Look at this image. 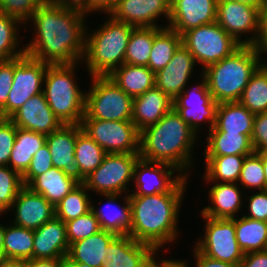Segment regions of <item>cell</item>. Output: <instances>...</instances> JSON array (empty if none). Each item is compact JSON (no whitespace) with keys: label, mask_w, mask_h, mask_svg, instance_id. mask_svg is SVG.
Returning a JSON list of instances; mask_svg holds the SVG:
<instances>
[{"label":"cell","mask_w":267,"mask_h":267,"mask_svg":"<svg viewBox=\"0 0 267 267\" xmlns=\"http://www.w3.org/2000/svg\"><path fill=\"white\" fill-rule=\"evenodd\" d=\"M85 16L78 7L44 1L29 19L37 32L25 54L49 65L76 64L85 54Z\"/></svg>","instance_id":"1"},{"label":"cell","mask_w":267,"mask_h":267,"mask_svg":"<svg viewBox=\"0 0 267 267\" xmlns=\"http://www.w3.org/2000/svg\"><path fill=\"white\" fill-rule=\"evenodd\" d=\"M188 177H184L170 192L152 195H129L131 227L128 235L156 251L177 238L180 203Z\"/></svg>","instance_id":"2"},{"label":"cell","mask_w":267,"mask_h":267,"mask_svg":"<svg viewBox=\"0 0 267 267\" xmlns=\"http://www.w3.org/2000/svg\"><path fill=\"white\" fill-rule=\"evenodd\" d=\"M195 136L194 130L172 108L159 122L140 131V158L169 164L188 177L184 173L193 162Z\"/></svg>","instance_id":"3"},{"label":"cell","mask_w":267,"mask_h":267,"mask_svg":"<svg viewBox=\"0 0 267 267\" xmlns=\"http://www.w3.org/2000/svg\"><path fill=\"white\" fill-rule=\"evenodd\" d=\"M253 46L241 45L230 56L203 69L202 77L218 104L240 100L252 74L263 63Z\"/></svg>","instance_id":"4"},{"label":"cell","mask_w":267,"mask_h":267,"mask_svg":"<svg viewBox=\"0 0 267 267\" xmlns=\"http://www.w3.org/2000/svg\"><path fill=\"white\" fill-rule=\"evenodd\" d=\"M134 26L118 21L111 15L89 35L86 31L85 63L90 76H109L124 64L127 45ZM89 35V36H87Z\"/></svg>","instance_id":"5"},{"label":"cell","mask_w":267,"mask_h":267,"mask_svg":"<svg viewBox=\"0 0 267 267\" xmlns=\"http://www.w3.org/2000/svg\"><path fill=\"white\" fill-rule=\"evenodd\" d=\"M75 64L48 65L44 76L45 99L62 124H81L86 94L75 83Z\"/></svg>","instance_id":"6"},{"label":"cell","mask_w":267,"mask_h":267,"mask_svg":"<svg viewBox=\"0 0 267 267\" xmlns=\"http://www.w3.org/2000/svg\"><path fill=\"white\" fill-rule=\"evenodd\" d=\"M83 119L132 121L133 98L108 76H92Z\"/></svg>","instance_id":"7"},{"label":"cell","mask_w":267,"mask_h":267,"mask_svg":"<svg viewBox=\"0 0 267 267\" xmlns=\"http://www.w3.org/2000/svg\"><path fill=\"white\" fill-rule=\"evenodd\" d=\"M182 44L204 69L230 56L241 46L216 21L184 32Z\"/></svg>","instance_id":"8"},{"label":"cell","mask_w":267,"mask_h":267,"mask_svg":"<svg viewBox=\"0 0 267 267\" xmlns=\"http://www.w3.org/2000/svg\"><path fill=\"white\" fill-rule=\"evenodd\" d=\"M139 154H106L102 163L84 181L87 190L101 195L121 194L133 180Z\"/></svg>","instance_id":"9"},{"label":"cell","mask_w":267,"mask_h":267,"mask_svg":"<svg viewBox=\"0 0 267 267\" xmlns=\"http://www.w3.org/2000/svg\"><path fill=\"white\" fill-rule=\"evenodd\" d=\"M81 127L107 154H139L140 132L132 121L82 119Z\"/></svg>","instance_id":"10"},{"label":"cell","mask_w":267,"mask_h":267,"mask_svg":"<svg viewBox=\"0 0 267 267\" xmlns=\"http://www.w3.org/2000/svg\"><path fill=\"white\" fill-rule=\"evenodd\" d=\"M48 65L26 54L14 59L13 85L7 103L1 108L4 118H10L32 96L43 92L42 85Z\"/></svg>","instance_id":"11"},{"label":"cell","mask_w":267,"mask_h":267,"mask_svg":"<svg viewBox=\"0 0 267 267\" xmlns=\"http://www.w3.org/2000/svg\"><path fill=\"white\" fill-rule=\"evenodd\" d=\"M206 220L205 235L195 249L207 257L239 265L244 253L239 247L235 233V218L214 219L201 215Z\"/></svg>","instance_id":"12"},{"label":"cell","mask_w":267,"mask_h":267,"mask_svg":"<svg viewBox=\"0 0 267 267\" xmlns=\"http://www.w3.org/2000/svg\"><path fill=\"white\" fill-rule=\"evenodd\" d=\"M260 11L244 3L218 0L216 22L240 45L253 46L259 32ZM251 32L253 37L241 40V34Z\"/></svg>","instance_id":"13"},{"label":"cell","mask_w":267,"mask_h":267,"mask_svg":"<svg viewBox=\"0 0 267 267\" xmlns=\"http://www.w3.org/2000/svg\"><path fill=\"white\" fill-rule=\"evenodd\" d=\"M202 79L201 84H198L191 92H186L185 89L173 100V108L196 134L201 121L208 120L209 130L214 127L219 105L209 92L205 79Z\"/></svg>","instance_id":"14"},{"label":"cell","mask_w":267,"mask_h":267,"mask_svg":"<svg viewBox=\"0 0 267 267\" xmlns=\"http://www.w3.org/2000/svg\"><path fill=\"white\" fill-rule=\"evenodd\" d=\"M141 169V170H140ZM176 168L166 163L147 161L139 158L134 168L133 179L136 183V191L129 195H152L170 192L185 176L180 175L171 178ZM138 190V191H137Z\"/></svg>","instance_id":"15"},{"label":"cell","mask_w":267,"mask_h":267,"mask_svg":"<svg viewBox=\"0 0 267 267\" xmlns=\"http://www.w3.org/2000/svg\"><path fill=\"white\" fill-rule=\"evenodd\" d=\"M77 139V124H63L46 136L53 167L61 169L68 177L84 183L86 177L81 173L74 158Z\"/></svg>","instance_id":"16"},{"label":"cell","mask_w":267,"mask_h":267,"mask_svg":"<svg viewBox=\"0 0 267 267\" xmlns=\"http://www.w3.org/2000/svg\"><path fill=\"white\" fill-rule=\"evenodd\" d=\"M218 0H171L167 27L182 35L189 29L214 23Z\"/></svg>","instance_id":"17"},{"label":"cell","mask_w":267,"mask_h":267,"mask_svg":"<svg viewBox=\"0 0 267 267\" xmlns=\"http://www.w3.org/2000/svg\"><path fill=\"white\" fill-rule=\"evenodd\" d=\"M171 0H118L110 15L134 27H158L155 23L159 16L169 22Z\"/></svg>","instance_id":"18"},{"label":"cell","mask_w":267,"mask_h":267,"mask_svg":"<svg viewBox=\"0 0 267 267\" xmlns=\"http://www.w3.org/2000/svg\"><path fill=\"white\" fill-rule=\"evenodd\" d=\"M195 63L194 56L181 44L171 61L155 73V87L174 100L185 90Z\"/></svg>","instance_id":"19"},{"label":"cell","mask_w":267,"mask_h":267,"mask_svg":"<svg viewBox=\"0 0 267 267\" xmlns=\"http://www.w3.org/2000/svg\"><path fill=\"white\" fill-rule=\"evenodd\" d=\"M9 119L18 128L46 136L63 125L49 107L43 92L32 96Z\"/></svg>","instance_id":"20"},{"label":"cell","mask_w":267,"mask_h":267,"mask_svg":"<svg viewBox=\"0 0 267 267\" xmlns=\"http://www.w3.org/2000/svg\"><path fill=\"white\" fill-rule=\"evenodd\" d=\"M16 208L14 225L36 230L55 216V207L41 194L24 186L11 208Z\"/></svg>","instance_id":"21"},{"label":"cell","mask_w":267,"mask_h":267,"mask_svg":"<svg viewBox=\"0 0 267 267\" xmlns=\"http://www.w3.org/2000/svg\"><path fill=\"white\" fill-rule=\"evenodd\" d=\"M105 252L108 254L102 267H148L152 256L157 253L150 245L140 243L128 234L117 235Z\"/></svg>","instance_id":"22"},{"label":"cell","mask_w":267,"mask_h":267,"mask_svg":"<svg viewBox=\"0 0 267 267\" xmlns=\"http://www.w3.org/2000/svg\"><path fill=\"white\" fill-rule=\"evenodd\" d=\"M69 246L66 224L54 216L34 230L32 259L66 258Z\"/></svg>","instance_id":"23"},{"label":"cell","mask_w":267,"mask_h":267,"mask_svg":"<svg viewBox=\"0 0 267 267\" xmlns=\"http://www.w3.org/2000/svg\"><path fill=\"white\" fill-rule=\"evenodd\" d=\"M173 108V100L159 88L153 87L133 98L132 122L142 131L156 124Z\"/></svg>","instance_id":"24"},{"label":"cell","mask_w":267,"mask_h":267,"mask_svg":"<svg viewBox=\"0 0 267 267\" xmlns=\"http://www.w3.org/2000/svg\"><path fill=\"white\" fill-rule=\"evenodd\" d=\"M116 236L115 233L102 229L88 238L70 244L66 262L102 267L108 254L105 249Z\"/></svg>","instance_id":"25"},{"label":"cell","mask_w":267,"mask_h":267,"mask_svg":"<svg viewBox=\"0 0 267 267\" xmlns=\"http://www.w3.org/2000/svg\"><path fill=\"white\" fill-rule=\"evenodd\" d=\"M236 183L217 182L209 190V198L214 206H206L201 215L214 219H233L242 205L241 193Z\"/></svg>","instance_id":"26"},{"label":"cell","mask_w":267,"mask_h":267,"mask_svg":"<svg viewBox=\"0 0 267 267\" xmlns=\"http://www.w3.org/2000/svg\"><path fill=\"white\" fill-rule=\"evenodd\" d=\"M108 77L132 98L155 87V73L148 66L124 63Z\"/></svg>","instance_id":"27"},{"label":"cell","mask_w":267,"mask_h":267,"mask_svg":"<svg viewBox=\"0 0 267 267\" xmlns=\"http://www.w3.org/2000/svg\"><path fill=\"white\" fill-rule=\"evenodd\" d=\"M255 114L239 101L220 103L214 128L220 133H239L251 138Z\"/></svg>","instance_id":"28"},{"label":"cell","mask_w":267,"mask_h":267,"mask_svg":"<svg viewBox=\"0 0 267 267\" xmlns=\"http://www.w3.org/2000/svg\"><path fill=\"white\" fill-rule=\"evenodd\" d=\"M78 184L61 169L53 167L38 175L28 187L33 192L43 195L55 206Z\"/></svg>","instance_id":"29"},{"label":"cell","mask_w":267,"mask_h":267,"mask_svg":"<svg viewBox=\"0 0 267 267\" xmlns=\"http://www.w3.org/2000/svg\"><path fill=\"white\" fill-rule=\"evenodd\" d=\"M206 140L205 156H248L255 152L251 138L239 133H220L213 127Z\"/></svg>","instance_id":"30"},{"label":"cell","mask_w":267,"mask_h":267,"mask_svg":"<svg viewBox=\"0 0 267 267\" xmlns=\"http://www.w3.org/2000/svg\"><path fill=\"white\" fill-rule=\"evenodd\" d=\"M45 144L46 135L17 127L8 166L23 175L29 168L33 155Z\"/></svg>","instance_id":"31"},{"label":"cell","mask_w":267,"mask_h":267,"mask_svg":"<svg viewBox=\"0 0 267 267\" xmlns=\"http://www.w3.org/2000/svg\"><path fill=\"white\" fill-rule=\"evenodd\" d=\"M106 196V200H108L107 207L108 210L95 209L93 205H91L92 212L96 215L100 226L103 230L110 231L115 233L116 235H127L129 233V229L131 227V206L129 200V194L123 198L125 201V205L120 210L117 209L114 203L120 194H108Z\"/></svg>","instance_id":"32"},{"label":"cell","mask_w":267,"mask_h":267,"mask_svg":"<svg viewBox=\"0 0 267 267\" xmlns=\"http://www.w3.org/2000/svg\"><path fill=\"white\" fill-rule=\"evenodd\" d=\"M235 233L244 254L267 250V222L235 217Z\"/></svg>","instance_id":"33"},{"label":"cell","mask_w":267,"mask_h":267,"mask_svg":"<svg viewBox=\"0 0 267 267\" xmlns=\"http://www.w3.org/2000/svg\"><path fill=\"white\" fill-rule=\"evenodd\" d=\"M163 28L161 27H134L127 45L124 63L131 65L147 66L154 36Z\"/></svg>","instance_id":"34"},{"label":"cell","mask_w":267,"mask_h":267,"mask_svg":"<svg viewBox=\"0 0 267 267\" xmlns=\"http://www.w3.org/2000/svg\"><path fill=\"white\" fill-rule=\"evenodd\" d=\"M246 156L224 155L205 156L206 171L204 179L221 183H238L243 162Z\"/></svg>","instance_id":"35"},{"label":"cell","mask_w":267,"mask_h":267,"mask_svg":"<svg viewBox=\"0 0 267 267\" xmlns=\"http://www.w3.org/2000/svg\"><path fill=\"white\" fill-rule=\"evenodd\" d=\"M182 44V35L165 26L155 36L148 60V67L154 72L163 69Z\"/></svg>","instance_id":"36"},{"label":"cell","mask_w":267,"mask_h":267,"mask_svg":"<svg viewBox=\"0 0 267 267\" xmlns=\"http://www.w3.org/2000/svg\"><path fill=\"white\" fill-rule=\"evenodd\" d=\"M264 63L252 74L239 100L253 114L267 112V67Z\"/></svg>","instance_id":"37"},{"label":"cell","mask_w":267,"mask_h":267,"mask_svg":"<svg viewBox=\"0 0 267 267\" xmlns=\"http://www.w3.org/2000/svg\"><path fill=\"white\" fill-rule=\"evenodd\" d=\"M107 153L77 124V139L74 158L81 173L86 177L93 172L103 161Z\"/></svg>","instance_id":"38"},{"label":"cell","mask_w":267,"mask_h":267,"mask_svg":"<svg viewBox=\"0 0 267 267\" xmlns=\"http://www.w3.org/2000/svg\"><path fill=\"white\" fill-rule=\"evenodd\" d=\"M34 230L17 225L5 227L4 258L28 261L32 259Z\"/></svg>","instance_id":"39"},{"label":"cell","mask_w":267,"mask_h":267,"mask_svg":"<svg viewBox=\"0 0 267 267\" xmlns=\"http://www.w3.org/2000/svg\"><path fill=\"white\" fill-rule=\"evenodd\" d=\"M83 183L74 187L55 207V216L64 223L91 210V200Z\"/></svg>","instance_id":"40"},{"label":"cell","mask_w":267,"mask_h":267,"mask_svg":"<svg viewBox=\"0 0 267 267\" xmlns=\"http://www.w3.org/2000/svg\"><path fill=\"white\" fill-rule=\"evenodd\" d=\"M21 21L0 12V60H11L23 56L25 48L16 51L18 46L17 27Z\"/></svg>","instance_id":"41"},{"label":"cell","mask_w":267,"mask_h":267,"mask_svg":"<svg viewBox=\"0 0 267 267\" xmlns=\"http://www.w3.org/2000/svg\"><path fill=\"white\" fill-rule=\"evenodd\" d=\"M23 187L20 173L9 166H0V215L2 212L9 211Z\"/></svg>","instance_id":"42"},{"label":"cell","mask_w":267,"mask_h":267,"mask_svg":"<svg viewBox=\"0 0 267 267\" xmlns=\"http://www.w3.org/2000/svg\"><path fill=\"white\" fill-rule=\"evenodd\" d=\"M241 186L246 188H256L260 190L267 189L266 178L262 164V153H252L245 157L241 169L240 177Z\"/></svg>","instance_id":"43"},{"label":"cell","mask_w":267,"mask_h":267,"mask_svg":"<svg viewBox=\"0 0 267 267\" xmlns=\"http://www.w3.org/2000/svg\"><path fill=\"white\" fill-rule=\"evenodd\" d=\"M69 244L83 240L102 230L96 215L90 210L76 219L65 222Z\"/></svg>","instance_id":"44"},{"label":"cell","mask_w":267,"mask_h":267,"mask_svg":"<svg viewBox=\"0 0 267 267\" xmlns=\"http://www.w3.org/2000/svg\"><path fill=\"white\" fill-rule=\"evenodd\" d=\"M45 0H0V12L17 18L24 23L29 21L35 10Z\"/></svg>","instance_id":"45"},{"label":"cell","mask_w":267,"mask_h":267,"mask_svg":"<svg viewBox=\"0 0 267 267\" xmlns=\"http://www.w3.org/2000/svg\"><path fill=\"white\" fill-rule=\"evenodd\" d=\"M53 168L51 154L47 144L42 146L31 160L27 171L22 175L24 186H28L38 175Z\"/></svg>","instance_id":"46"},{"label":"cell","mask_w":267,"mask_h":267,"mask_svg":"<svg viewBox=\"0 0 267 267\" xmlns=\"http://www.w3.org/2000/svg\"><path fill=\"white\" fill-rule=\"evenodd\" d=\"M17 127L9 118L0 120V166H8Z\"/></svg>","instance_id":"47"},{"label":"cell","mask_w":267,"mask_h":267,"mask_svg":"<svg viewBox=\"0 0 267 267\" xmlns=\"http://www.w3.org/2000/svg\"><path fill=\"white\" fill-rule=\"evenodd\" d=\"M251 141L256 153H267V112L255 114Z\"/></svg>","instance_id":"48"},{"label":"cell","mask_w":267,"mask_h":267,"mask_svg":"<svg viewBox=\"0 0 267 267\" xmlns=\"http://www.w3.org/2000/svg\"><path fill=\"white\" fill-rule=\"evenodd\" d=\"M14 59L0 60V109L7 103L13 85Z\"/></svg>","instance_id":"49"},{"label":"cell","mask_w":267,"mask_h":267,"mask_svg":"<svg viewBox=\"0 0 267 267\" xmlns=\"http://www.w3.org/2000/svg\"><path fill=\"white\" fill-rule=\"evenodd\" d=\"M248 202L250 214L244 216L267 222V189L251 195Z\"/></svg>","instance_id":"50"},{"label":"cell","mask_w":267,"mask_h":267,"mask_svg":"<svg viewBox=\"0 0 267 267\" xmlns=\"http://www.w3.org/2000/svg\"><path fill=\"white\" fill-rule=\"evenodd\" d=\"M253 47L257 49L261 55L263 52H267V1L260 11L259 32Z\"/></svg>","instance_id":"51"},{"label":"cell","mask_w":267,"mask_h":267,"mask_svg":"<svg viewBox=\"0 0 267 267\" xmlns=\"http://www.w3.org/2000/svg\"><path fill=\"white\" fill-rule=\"evenodd\" d=\"M118 0H86V3L80 8L85 14L91 11L110 12L115 8Z\"/></svg>","instance_id":"52"},{"label":"cell","mask_w":267,"mask_h":267,"mask_svg":"<svg viewBox=\"0 0 267 267\" xmlns=\"http://www.w3.org/2000/svg\"><path fill=\"white\" fill-rule=\"evenodd\" d=\"M238 267H267V250L244 254Z\"/></svg>","instance_id":"53"},{"label":"cell","mask_w":267,"mask_h":267,"mask_svg":"<svg viewBox=\"0 0 267 267\" xmlns=\"http://www.w3.org/2000/svg\"><path fill=\"white\" fill-rule=\"evenodd\" d=\"M194 256L196 258V267H238V265L207 257L196 249L194 250Z\"/></svg>","instance_id":"54"},{"label":"cell","mask_w":267,"mask_h":267,"mask_svg":"<svg viewBox=\"0 0 267 267\" xmlns=\"http://www.w3.org/2000/svg\"><path fill=\"white\" fill-rule=\"evenodd\" d=\"M26 267H66V258H42L26 261Z\"/></svg>","instance_id":"55"},{"label":"cell","mask_w":267,"mask_h":267,"mask_svg":"<svg viewBox=\"0 0 267 267\" xmlns=\"http://www.w3.org/2000/svg\"><path fill=\"white\" fill-rule=\"evenodd\" d=\"M149 267H188L185 261H174V260H162V262L157 263L155 261L154 255L152 256Z\"/></svg>","instance_id":"56"},{"label":"cell","mask_w":267,"mask_h":267,"mask_svg":"<svg viewBox=\"0 0 267 267\" xmlns=\"http://www.w3.org/2000/svg\"><path fill=\"white\" fill-rule=\"evenodd\" d=\"M0 267H26V261L19 259H0Z\"/></svg>","instance_id":"57"},{"label":"cell","mask_w":267,"mask_h":267,"mask_svg":"<svg viewBox=\"0 0 267 267\" xmlns=\"http://www.w3.org/2000/svg\"><path fill=\"white\" fill-rule=\"evenodd\" d=\"M45 1L63 5V6H71V7H78V8H81L86 3V0H45Z\"/></svg>","instance_id":"58"},{"label":"cell","mask_w":267,"mask_h":267,"mask_svg":"<svg viewBox=\"0 0 267 267\" xmlns=\"http://www.w3.org/2000/svg\"><path fill=\"white\" fill-rule=\"evenodd\" d=\"M232 1L244 3L261 10L265 6L267 0H232Z\"/></svg>","instance_id":"59"},{"label":"cell","mask_w":267,"mask_h":267,"mask_svg":"<svg viewBox=\"0 0 267 267\" xmlns=\"http://www.w3.org/2000/svg\"><path fill=\"white\" fill-rule=\"evenodd\" d=\"M4 235H5V226L0 225V259L4 258Z\"/></svg>","instance_id":"60"},{"label":"cell","mask_w":267,"mask_h":267,"mask_svg":"<svg viewBox=\"0 0 267 267\" xmlns=\"http://www.w3.org/2000/svg\"><path fill=\"white\" fill-rule=\"evenodd\" d=\"M262 164L267 183V153H262Z\"/></svg>","instance_id":"61"},{"label":"cell","mask_w":267,"mask_h":267,"mask_svg":"<svg viewBox=\"0 0 267 267\" xmlns=\"http://www.w3.org/2000/svg\"><path fill=\"white\" fill-rule=\"evenodd\" d=\"M66 267H93V266H89L85 263H79V262H66Z\"/></svg>","instance_id":"62"},{"label":"cell","mask_w":267,"mask_h":267,"mask_svg":"<svg viewBox=\"0 0 267 267\" xmlns=\"http://www.w3.org/2000/svg\"><path fill=\"white\" fill-rule=\"evenodd\" d=\"M3 118H4V117H3L2 111H1V109H0V120L3 119Z\"/></svg>","instance_id":"63"}]
</instances>
